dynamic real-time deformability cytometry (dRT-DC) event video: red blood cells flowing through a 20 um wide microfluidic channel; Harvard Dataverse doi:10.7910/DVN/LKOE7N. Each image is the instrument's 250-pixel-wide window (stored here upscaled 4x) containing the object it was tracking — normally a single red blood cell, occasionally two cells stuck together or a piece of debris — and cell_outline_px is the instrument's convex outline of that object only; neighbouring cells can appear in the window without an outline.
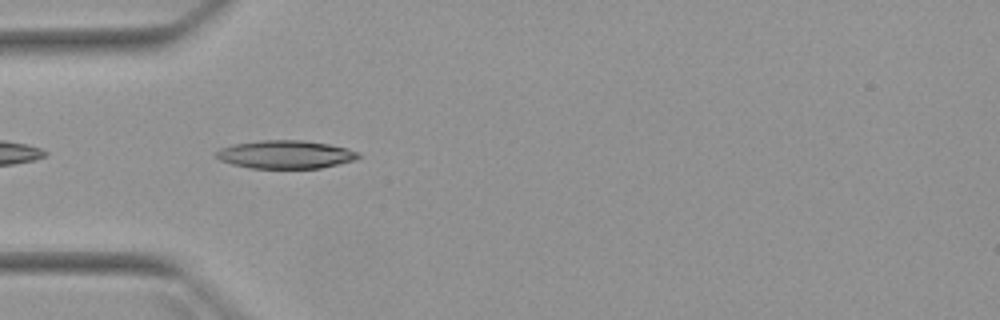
{"species": "Egyptian fruit bat (a non-hibernating species)", "species_latin": "Rousettus aegyptiacus", "temperature_condition": "warm", "stored_images_in_passage": 4, "camera_frame_rate_fps": 3000, "um_per_image_px": 0.085, "animal": {"sex": "female"}, "frame": {"image": 1, "passage_image": 3, "time_ms": 3.667, "image_size_px": [1000, 320], "cell_outline_px": [[360, 156], [356, 160], [320, 168], [248, 168], [232, 164], [220, 160], [216, 156], [216, 152], [220, 148], [232, 144], [260, 140], [300, 140], [328, 144], [348, 148], [360, 152]], "centroid_in_image_um": [24.27, 13.13], "position_along_channel_um": 60.7, "area_um2": 23.41}}